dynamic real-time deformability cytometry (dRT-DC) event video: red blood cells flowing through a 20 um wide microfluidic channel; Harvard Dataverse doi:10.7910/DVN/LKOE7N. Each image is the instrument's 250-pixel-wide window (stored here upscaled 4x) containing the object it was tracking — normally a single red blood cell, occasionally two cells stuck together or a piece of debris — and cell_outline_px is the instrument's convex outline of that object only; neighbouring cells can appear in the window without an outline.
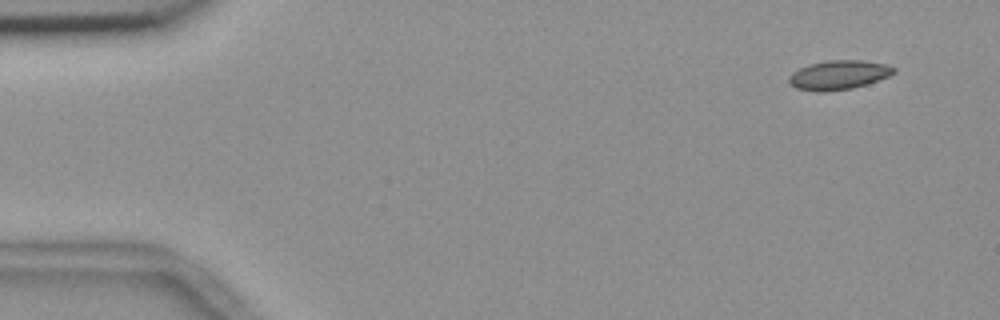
{"species": "common noctule bat (a hibernating species)", "species_latin": "Nyctalus noctula", "temperature_condition": "room temperature", "stored_images_in_passage": 5, "camera_frame_rate_fps": 3000, "um_per_image_px": 0.085, "animal": {"sex": "female", "body_mass_g": 18.4}, "frame": {"image": 1, "passage_image": 1, "time_ms": 0.0, "image_size_px": [1000, 320], "cell_outline_px": [[896, 72], [888, 76], [868, 84], [852, 88], [824, 92], [816, 92], [796, 88], [788, 80], [788, 76], [792, 72], [808, 64], [828, 60], [860, 60], [888, 64], [896, 68]], "centroid_in_image_um": [71.29, 6.37], "position_along_channel_um": 13.7, "area_um2": 17.98}}
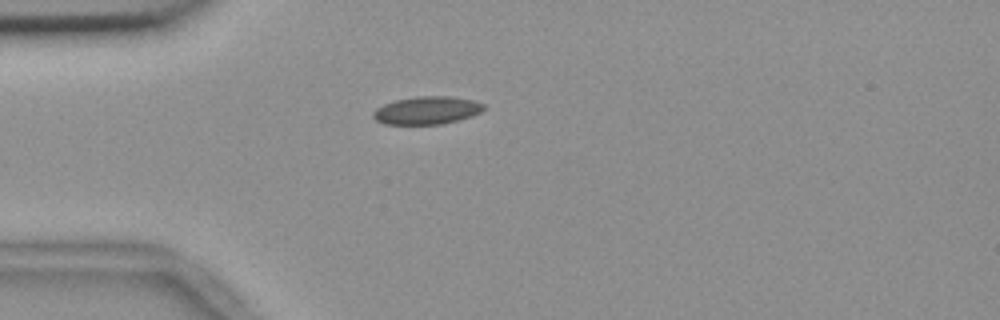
{"frame": {"image": 2, "passage_image": 4, "time_ms": 1.0, "image_size_px": [1000, 320], "cell_outline_px": [[484, 108], [480, 112], [472, 116], [440, 124], [384, 124], [376, 120], [372, 116], [372, 112], [376, 108], [384, 104], [396, 100], [416, 96], [448, 96], [472, 100], [484, 104]], "centroid_in_image_um": [36.25, 9.38], "position_along_channel_um": 48.7, "area_um2": 17.8}}